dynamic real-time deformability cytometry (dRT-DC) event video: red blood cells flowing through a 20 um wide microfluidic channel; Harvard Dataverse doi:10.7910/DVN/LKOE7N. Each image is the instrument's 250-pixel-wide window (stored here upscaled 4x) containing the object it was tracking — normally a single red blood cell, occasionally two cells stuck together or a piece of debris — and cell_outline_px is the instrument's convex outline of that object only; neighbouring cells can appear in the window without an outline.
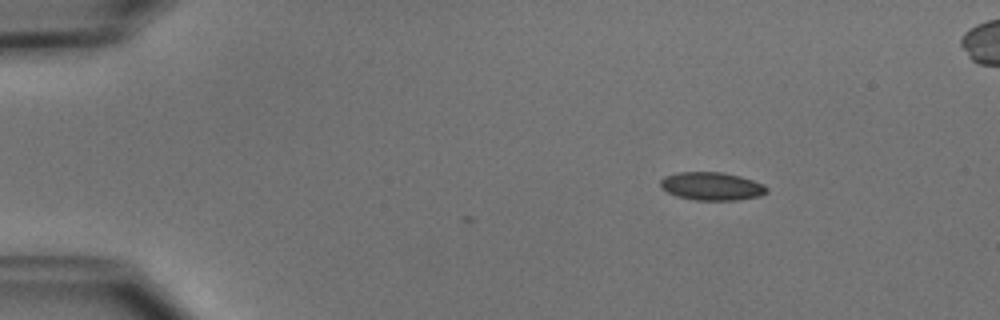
{"species": "common noctule bat (a hibernating species)", "species_latin": "Nyctalus noctula", "temperature_condition": "cold", "stored_images_in_passage": 4, "camera_frame_rate_fps": 3000, "um_per_image_px": 0.085, "animal": {"sex": "male", "body_mass_g": 15.6}, "frame": {"image": 1, "passage_image": 1, "time_ms": 0.0, "image_size_px": [1000, 320], "cell_outline_px": [[768, 192], [760, 196], [736, 200], [696, 200], [676, 196], [660, 188], [660, 180], [664, 176], [676, 172], [720, 172], [740, 176], [764, 184], [768, 188]], "centroid_in_image_um": [60.48, 15.83], "position_along_channel_um": 24.5, "area_um2": 17.51}}